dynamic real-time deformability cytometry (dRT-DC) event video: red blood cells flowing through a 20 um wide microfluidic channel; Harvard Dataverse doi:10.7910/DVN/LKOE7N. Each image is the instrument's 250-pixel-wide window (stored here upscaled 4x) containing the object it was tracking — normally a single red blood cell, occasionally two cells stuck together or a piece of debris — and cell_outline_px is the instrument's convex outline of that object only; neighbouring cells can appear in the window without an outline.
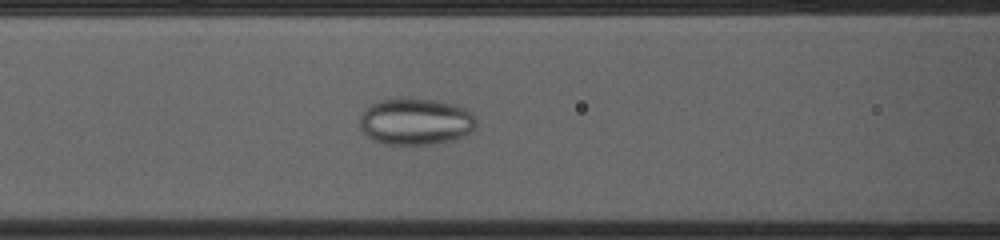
{"species": "common noctule bat (a hibernating species)", "species_latin": "Nyctalus noctula", "temperature_condition": "cold", "stored_images_in_passage": 39, "camera_frame_rate_fps": 3000, "um_per_image_px": 0.085, "animal": {"sex": "female", "body_mass_g": 23.0, "forearm_length_mm": 53.4}, "frame": {"image": 1, "passage_image": 7, "time_ms": 2.0, "image_size_px": [1000, 240], "cell_outline_px": [[476, 124], [464, 136], [456, 140], [440, 144], [384, 144], [372, 140], [360, 128], [360, 116], [372, 104], [380, 100], [432, 100], [452, 104], [464, 108], [472, 112], [476, 120]], "centroid_in_image_um": [35.35, 10.37], "position_along_channel_um": 131.2, "area_um2": 31.21}}
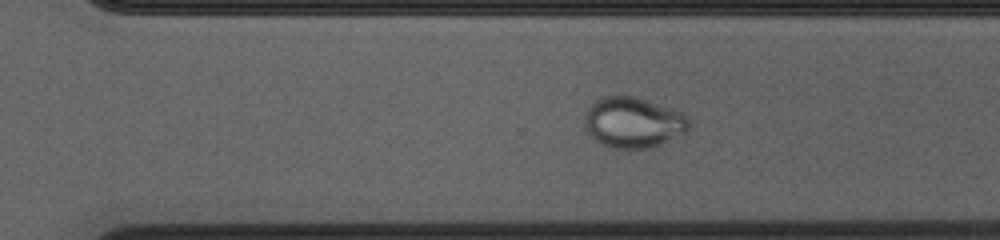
{"frame": {"image": 2, "passage_image": 22, "time_ms": 7.0, "image_size_px": [1000, 240], "cell_outline_px": [[688, 128], [684, 132], [652, 148], [616, 148], [604, 144], [596, 140], [584, 128], [584, 116], [588, 108], [600, 96], [636, 96], [680, 112], [688, 120]], "centroid_in_image_um": [53.77, 10.39], "position_along_channel_um": 316.8, "area_um2": 30.29}}
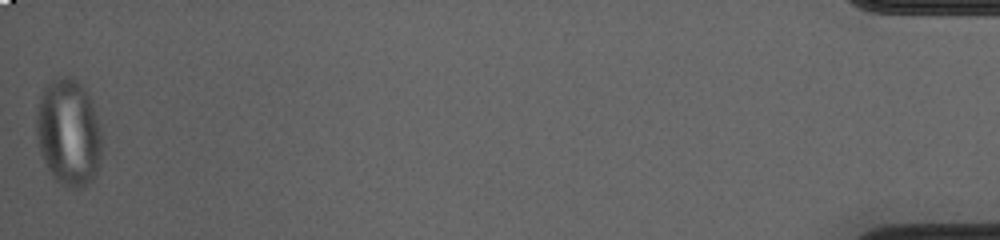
{"frame": {"image": 3, "passage_image": 39, "time_ms": 12.667, "image_size_px": [1000, 240], "cell_outline_px": [[100, 164], [96, 176], [84, 188], [72, 188], [56, 180], [52, 176], [40, 152], [36, 132], [36, 116], [40, 96], [44, 88], [52, 80], [64, 76], [72, 76], [88, 92], [92, 100], [100, 128]], "centroid_in_image_um": [5.84, 11.26], "position_along_channel_um": 429.4, "area_um2": 40.92}}